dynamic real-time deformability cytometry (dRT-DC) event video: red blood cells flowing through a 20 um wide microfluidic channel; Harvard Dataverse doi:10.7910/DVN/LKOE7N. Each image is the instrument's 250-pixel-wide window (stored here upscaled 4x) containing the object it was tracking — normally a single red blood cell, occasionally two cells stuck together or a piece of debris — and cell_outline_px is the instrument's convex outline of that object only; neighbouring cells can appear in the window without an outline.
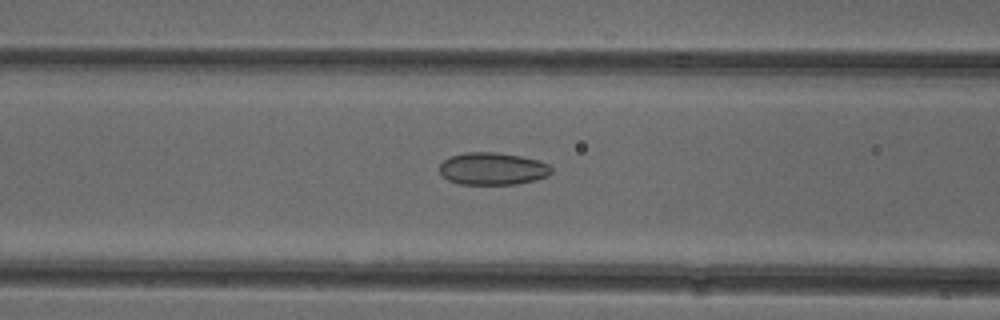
{"species": "common noctule bat (a hibernating species)", "species_latin": "Nyctalus noctula", "temperature_condition": "cold", "stored_images_in_passage": 39, "camera_frame_rate_fps": 3000, "um_per_image_px": 0.085, "animal": {"sex": "female"}, "frame": {"image": 1, "passage_image": 21, "time_ms": 6.667, "image_size_px": [1000, 320], "cell_outline_px": [[552, 172], [548, 176], [536, 180], [516, 184], [460, 184], [448, 180], [440, 172], [440, 164], [448, 156], [464, 152], [496, 152], [520, 156], [536, 160], [548, 164], [552, 168]], "centroid_in_image_um": [41.86, 14.34], "position_along_channel_um": 124.7, "area_um2": 21.15}}
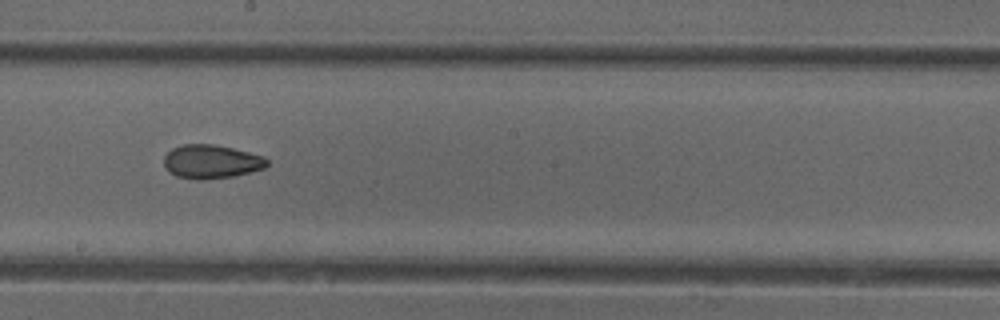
{"frame": {"image": 2, "passage_image": 29, "time_ms": 9.333, "image_size_px": [1000, 320], "cell_outline_px": [[268, 164], [264, 168], [232, 176], [204, 180], [196, 180], [176, 176], [168, 172], [164, 168], [164, 156], [172, 148], [184, 144], [212, 144], [232, 148], [264, 156], [268, 160]], "centroid_in_image_um": [17.92, 13.74], "position_along_channel_um": 230.3, "area_um2": 20.29}}
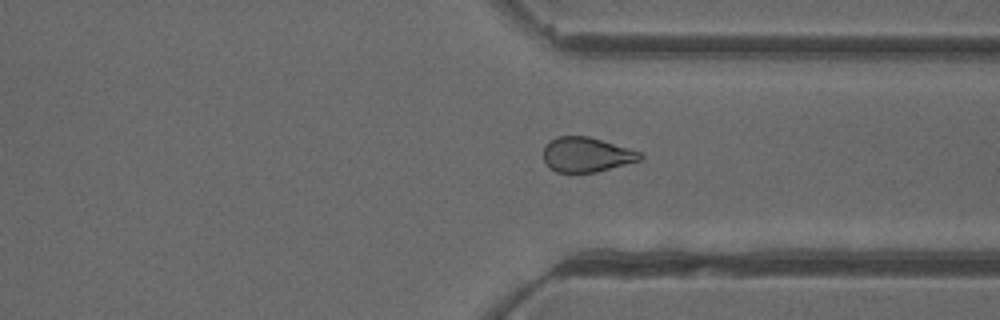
{"frame": {"image": 3, "passage_image": 39, "time_ms": 12.667, "image_size_px": [1000, 320], "cell_outline_px": [[644, 156], [640, 160], [596, 172], [556, 172], [548, 168], [544, 160], [544, 144], [556, 136], [588, 136], [628, 148], [640, 152]], "centroid_in_image_um": [49.81, 13.14], "position_along_channel_um": 361.6, "area_um2": 19.54}}